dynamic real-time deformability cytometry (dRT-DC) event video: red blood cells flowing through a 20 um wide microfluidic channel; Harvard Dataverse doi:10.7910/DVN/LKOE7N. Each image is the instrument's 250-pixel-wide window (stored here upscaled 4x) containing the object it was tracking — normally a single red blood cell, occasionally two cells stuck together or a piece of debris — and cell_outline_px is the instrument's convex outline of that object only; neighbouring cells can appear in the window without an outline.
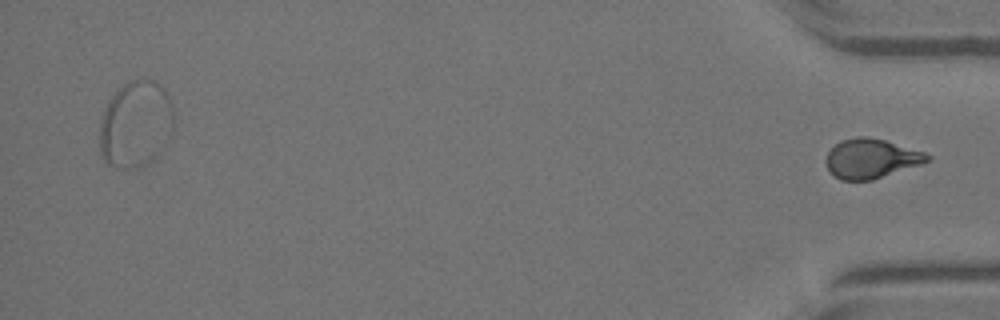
{"species": "Egyptian fruit bat (a non-hibernating species)", "species_latin": "Rousettus aegyptiacus", "temperature_condition": "warm", "stored_images_in_passage": 35, "segment_of_instrument_passage": [2, 2], "camera_frame_rate_fps": 3000, "um_per_image_px": 0.085, "animal": {"sex": "female"}, "frame": {"image": 1, "passage_image": 35, "time_ms": 11.333, "image_size_px": [1000, 320], "cell_outline_px": [[932, 160], [872, 180], [840, 180], [828, 168], [824, 160], [828, 152], [840, 140], [856, 136], [868, 136], [884, 140], [924, 152], [932, 156]], "centroid_in_image_um": [74.04, 13.46], "position_along_channel_um": 361.2, "area_um2": 23.18}}